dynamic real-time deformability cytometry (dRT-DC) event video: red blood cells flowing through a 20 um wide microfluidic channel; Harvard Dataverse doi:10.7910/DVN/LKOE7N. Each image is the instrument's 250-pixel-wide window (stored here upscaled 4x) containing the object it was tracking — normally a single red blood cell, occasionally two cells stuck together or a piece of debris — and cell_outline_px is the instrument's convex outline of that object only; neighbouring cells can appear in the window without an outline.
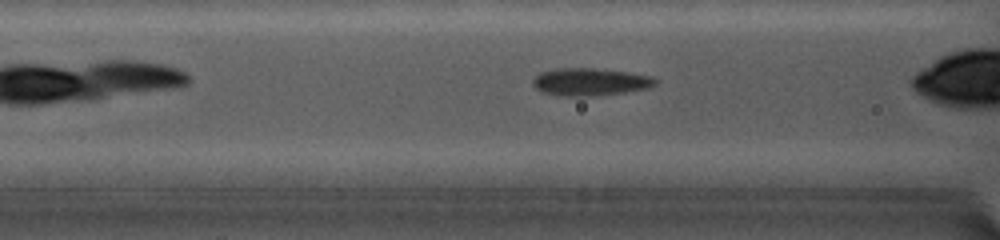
{"species": "common noctule bat (a hibernating species)", "species_latin": "Nyctalus noctula", "temperature_condition": "cold", "stored_images_in_passage": 24, "camera_frame_rate_fps": 5000, "um_per_image_px": 0.085, "animal": {"sex": "female", "body_mass_g": 19.0, "forearm_length_mm": 56.7}, "frame": {"image": 1, "passage_image": 4, "time_ms": 1.4, "image_size_px": [1000, 240], "cell_outline_px": [[660, 80], [656, 84], [648, 88], [624, 92], [592, 96], [560, 96], [540, 92], [532, 84], [532, 80], [540, 72], [556, 68], [596, 68], [632, 72], [652, 76]], "centroid_in_image_um": [50.17, 6.95], "position_along_channel_um": 116.4, "area_um2": 20.0}}
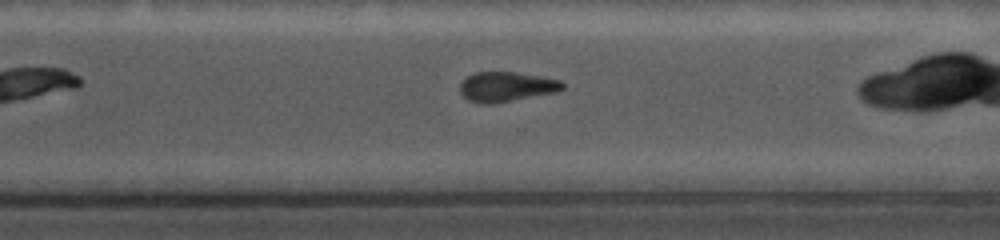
{"frame": {"image": 2, "passage_image": 17, "time_ms": 7.0, "image_size_px": [1000, 240], "cell_outline_px": [[564, 88], [556, 92], [492, 104], [480, 104], [468, 100], [460, 92], [460, 84], [468, 76], [476, 72], [516, 72], [540, 76], [560, 80], [564, 84]], "centroid_in_image_um": [43.04, 7.37], "position_along_channel_um": 327.6, "area_um2": 17.74}}